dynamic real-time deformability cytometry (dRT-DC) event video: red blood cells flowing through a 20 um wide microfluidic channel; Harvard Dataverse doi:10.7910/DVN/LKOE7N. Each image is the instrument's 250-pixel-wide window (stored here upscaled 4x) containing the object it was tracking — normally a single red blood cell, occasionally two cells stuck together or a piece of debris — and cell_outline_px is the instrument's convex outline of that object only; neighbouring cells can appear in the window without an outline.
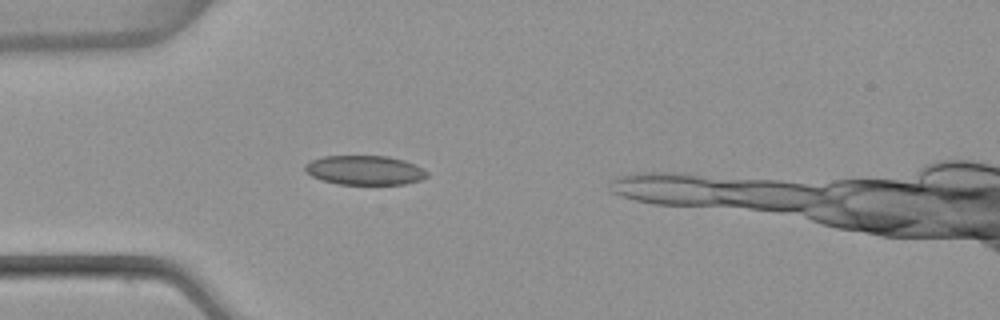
{"species": "common noctule bat (a hibernating species)", "species_latin": "Nyctalus noctula", "temperature_condition": "warm", "stored_images_in_passage": 1, "camera_frame_rate_fps": 3000, "um_per_image_px": 0.085, "animal": {"sex": "female", "body_mass_g": 22.7, "forearm_length_mm": 54.2}, "frame": {"image": 1, "passage_image": 1, "time_ms": 0.0, "image_size_px": [1000, 320], "cell_outline_px": [[428, 176], [420, 180], [404, 184], [336, 184], [320, 180], [304, 172], [304, 164], [312, 160], [324, 156], [388, 156], [404, 160], [424, 168], [428, 172]], "centroid_in_image_um": [30.98, 14.47], "position_along_channel_um": 54.0, "area_um2": 21.04}}